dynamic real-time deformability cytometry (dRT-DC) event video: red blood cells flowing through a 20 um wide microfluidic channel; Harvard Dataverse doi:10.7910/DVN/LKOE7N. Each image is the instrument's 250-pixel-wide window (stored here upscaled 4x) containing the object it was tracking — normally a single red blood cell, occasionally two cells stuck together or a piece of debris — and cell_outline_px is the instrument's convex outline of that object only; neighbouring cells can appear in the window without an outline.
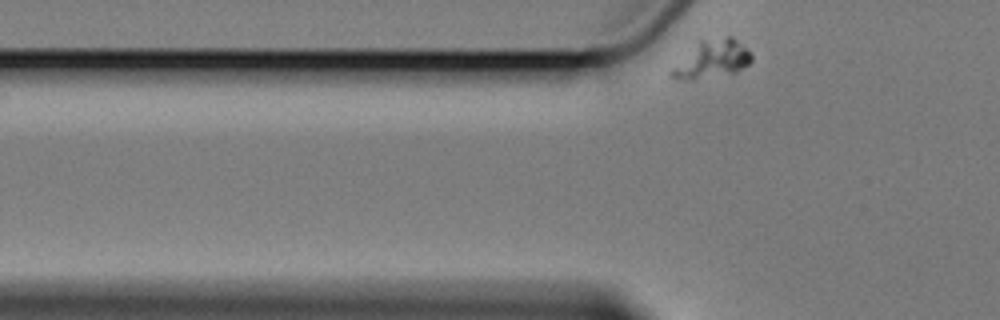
{"species": "Egyptian fruit bat (a non-hibernating species)", "species_latin": "Rousettus aegyptiacus", "temperature_condition": "cold", "stored_images_in_passage": 4, "segment_of_instrument_passage": [2, 2], "camera_frame_rate_fps": 3000, "um_per_image_px": 0.085, "animal": {"sex": "female"}, "frame": {"image": 1, "passage_image": 4, "time_ms": 4.333, "image_size_px": [1000, 320], "cell_outline_px": [[752, 60], [748, 64], [736, 72], [676, 80], [668, 72], [700, 36], [732, 36], [752, 56]], "centroid_in_image_um": [60.46, 4.94], "position_along_channel_um": 65.3, "area_um2": 17.57}}